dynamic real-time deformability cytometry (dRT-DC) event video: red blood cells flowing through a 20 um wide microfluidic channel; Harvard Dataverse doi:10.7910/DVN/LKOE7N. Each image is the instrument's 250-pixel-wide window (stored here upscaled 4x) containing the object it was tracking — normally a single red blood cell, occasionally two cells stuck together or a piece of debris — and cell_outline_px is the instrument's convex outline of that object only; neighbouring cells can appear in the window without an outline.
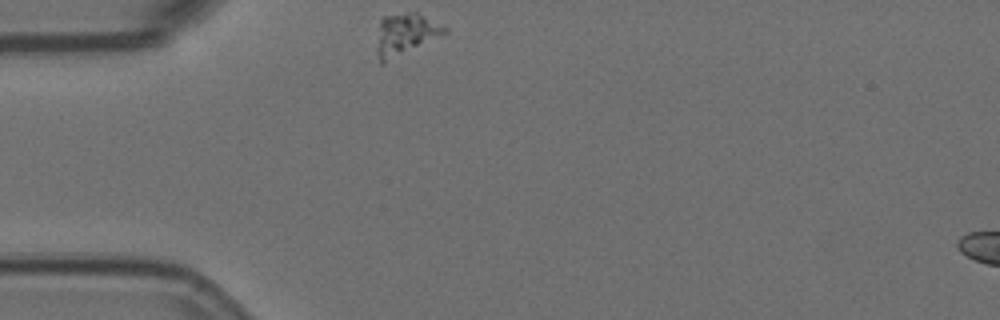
{"species": "Egyptian fruit bat (a non-hibernating species)", "species_latin": "Rousettus aegyptiacus", "temperature_condition": "room temperature", "stored_images_in_passage": 2, "camera_frame_rate_fps": 3000, "um_per_image_px": 0.085, "animal": {"sex": "female"}, "frame": {"image": 1, "passage_image": 1, "time_ms": 0.0, "image_size_px": [1000, 320], "cell_outline_px": [[448, 32], [384, 64], [380, 64], [376, 52], [376, 48], [380, 20], [384, 16], [408, 12], [416, 12], [448, 28]], "centroid_in_image_um": [34.43, 2.93], "position_along_channel_um": 50.6, "area_um2": 16.47}}